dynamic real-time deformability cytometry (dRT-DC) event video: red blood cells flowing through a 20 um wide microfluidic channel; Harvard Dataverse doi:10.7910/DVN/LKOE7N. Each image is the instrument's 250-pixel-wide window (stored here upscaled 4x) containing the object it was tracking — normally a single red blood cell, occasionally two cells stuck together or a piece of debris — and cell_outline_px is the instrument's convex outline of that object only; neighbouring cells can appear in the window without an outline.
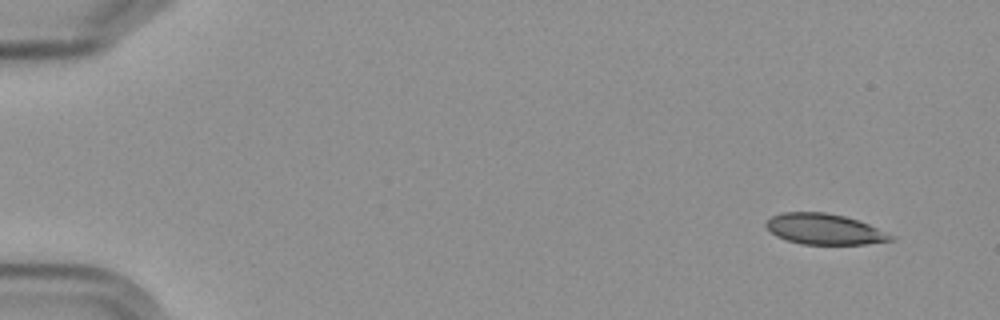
{"species": "Egyptian fruit bat (a non-hibernating species)", "species_latin": "Rousettus aegyptiacus", "temperature_condition": "cold", "stored_images_in_passage": 6, "camera_frame_rate_fps": 3000, "um_per_image_px": 0.085, "frame": {"image": 1, "passage_image": 1, "time_ms": 0.0, "image_size_px": [1000, 320], "cell_outline_px": [[896, 240], [868, 244], [800, 244], [776, 236], [764, 224], [772, 216], [784, 212], [824, 212], [844, 216], [868, 224], [896, 236]], "centroid_in_image_um": [70.11, 19.48], "position_along_channel_um": 14.9, "area_um2": 22.25}}
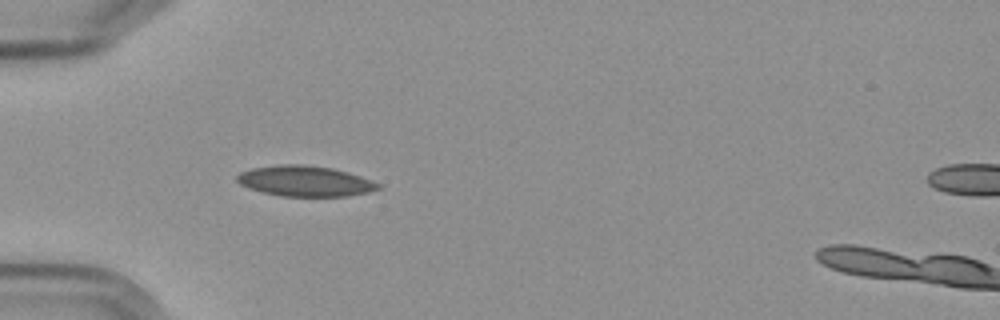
{"frame": {"image": 2, "passage_image": 5, "time_ms": 4.667, "image_size_px": [1000, 320], "cell_outline_px": [[380, 188], [368, 192], [344, 196], [280, 196], [260, 192], [248, 188], [240, 184], [236, 180], [236, 176], [240, 172], [252, 168], [280, 164], [304, 164], [332, 168], [348, 172], [360, 176], [380, 184]], "centroid_in_image_um": [25.88, 15.39], "position_along_channel_um": 59.1, "area_um2": 25.14}}